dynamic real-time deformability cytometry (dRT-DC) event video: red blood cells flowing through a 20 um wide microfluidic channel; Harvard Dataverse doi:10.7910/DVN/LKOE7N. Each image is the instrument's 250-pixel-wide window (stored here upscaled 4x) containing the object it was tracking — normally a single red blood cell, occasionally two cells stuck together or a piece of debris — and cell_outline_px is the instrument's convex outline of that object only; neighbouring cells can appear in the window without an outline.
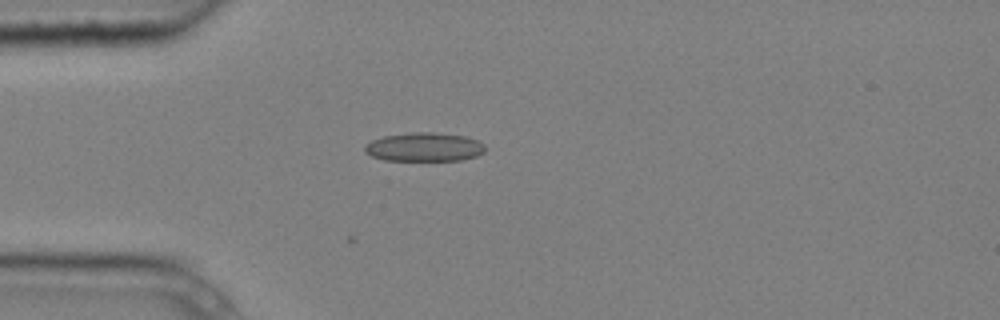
{"species": "common noctule bat (a hibernating species)", "species_latin": "Nyctalus noctula", "temperature_condition": "cold", "stored_images_in_passage": 3, "camera_frame_rate_fps": 3000, "um_per_image_px": 0.085, "animal": {"sex": "male", "body_mass_g": 20.4}, "frame": {"image": 1, "passage_image": 2, "time_ms": 0.333, "image_size_px": [1000, 320], "cell_outline_px": [[484, 152], [476, 156], [460, 160], [384, 160], [372, 156], [364, 152], [364, 144], [372, 140], [384, 136], [412, 132], [436, 132], [464, 136], [476, 140], [484, 144]], "centroid_in_image_um": [36.03, 12.49], "position_along_channel_um": 49.0, "area_um2": 20.17}}